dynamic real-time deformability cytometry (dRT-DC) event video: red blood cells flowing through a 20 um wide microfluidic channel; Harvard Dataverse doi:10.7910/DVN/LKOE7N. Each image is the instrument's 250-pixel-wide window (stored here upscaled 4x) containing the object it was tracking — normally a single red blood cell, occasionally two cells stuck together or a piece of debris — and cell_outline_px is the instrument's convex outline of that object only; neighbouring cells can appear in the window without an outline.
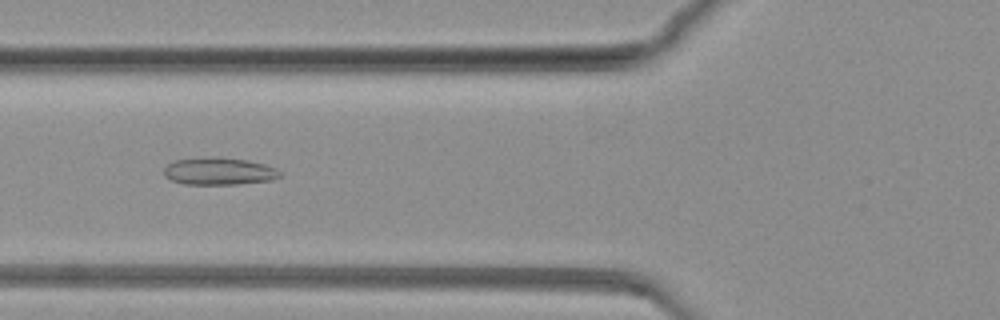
{"species": "common noctule bat (a hibernating species)", "species_latin": "Nyctalus noctula", "temperature_condition": "warm", "stored_images_in_passage": 80, "camera_frame_rate_fps": 3000, "um_per_image_px": 0.085, "animal": {"sex": "female", "body_mass_g": 19.3, "forearm_length_mm": 54.1}, "frame": {"image": 1, "passage_image": 30, "time_ms": 9.667, "image_size_px": [1000, 320], "cell_outline_px": [[280, 176], [272, 180], [240, 184], [184, 184], [172, 180], [164, 176], [164, 168], [172, 160], [212, 156], [248, 160], [264, 164], [276, 168], [280, 172]], "centroid_in_image_um": [18.6, 14.55], "position_along_channel_um": 107.2, "area_um2": 18.61}}
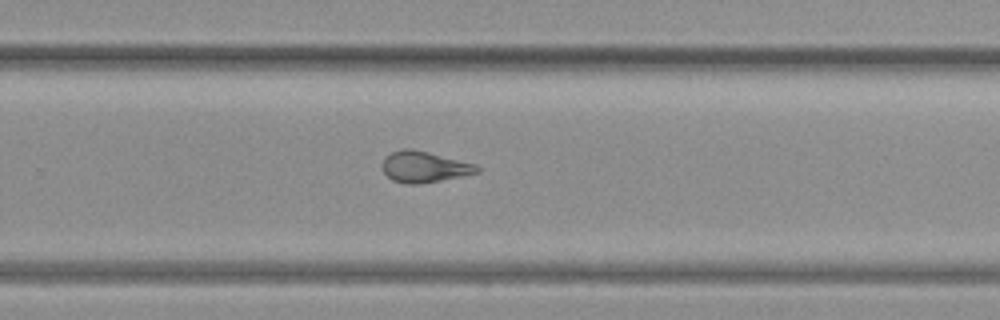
{"frame": {"image": 2, "passage_image": 52, "time_ms": 17.0, "image_size_px": [1000, 320], "cell_outline_px": [[480, 172], [420, 184], [404, 184], [392, 180], [384, 172], [384, 156], [392, 152], [404, 148], [412, 148], [476, 164], [480, 168]], "centroid_in_image_um": [36.06, 14.18], "position_along_channel_um": 293.7, "area_um2": 16.99}}
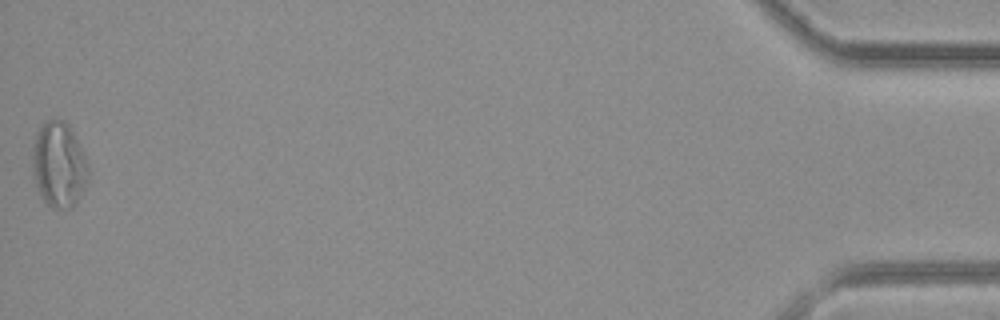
{"frame": {"image": 3, "passage_image": 80, "time_ms": 26.333, "image_size_px": [1000, 320], "cell_outline_px": [[88, 180], [76, 204], [72, 208], [52, 208], [40, 196], [36, 188], [32, 176], [32, 148], [36, 132], [44, 120], [64, 120], [68, 124], [88, 164]], "centroid_in_image_um": [4.96, 14.02], "position_along_channel_um": 430.2, "area_um2": 27.98}}